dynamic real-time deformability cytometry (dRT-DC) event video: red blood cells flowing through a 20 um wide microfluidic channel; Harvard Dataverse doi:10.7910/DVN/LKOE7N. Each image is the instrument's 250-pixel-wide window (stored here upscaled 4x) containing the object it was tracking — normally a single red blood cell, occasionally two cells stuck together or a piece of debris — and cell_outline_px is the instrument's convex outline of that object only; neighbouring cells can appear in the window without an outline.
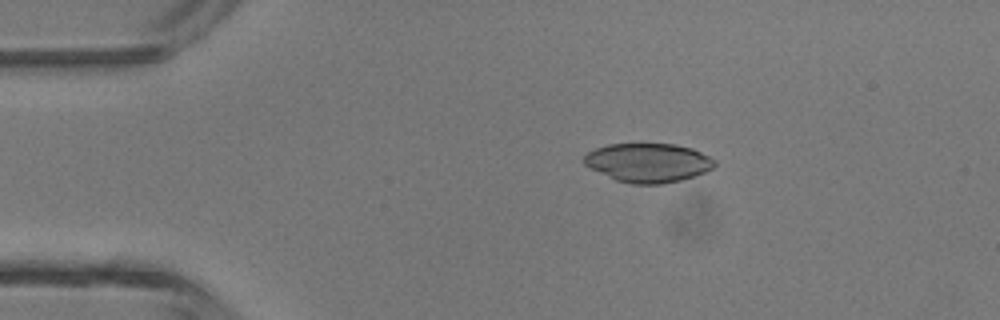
{"species": "common noctule bat (a hibernating species)", "species_latin": "Nyctalus noctula", "temperature_condition": "room temperature", "stored_images_in_passage": 3, "camera_frame_rate_fps": 3000, "um_per_image_px": 0.085, "animal": {"sex": "male", "body_mass_g": 13.3}, "frame": {"image": 1, "passage_image": 2, "time_ms": 0.333, "image_size_px": [1000, 320], "cell_outline_px": [[716, 164], [712, 168], [696, 176], [664, 184], [632, 184], [616, 180], [584, 164], [584, 156], [588, 152], [596, 148], [608, 144], [672, 144], [692, 148], [716, 160]], "centroid_in_image_um": [55.11, 13.83], "position_along_channel_um": 29.9, "area_um2": 29.48}}